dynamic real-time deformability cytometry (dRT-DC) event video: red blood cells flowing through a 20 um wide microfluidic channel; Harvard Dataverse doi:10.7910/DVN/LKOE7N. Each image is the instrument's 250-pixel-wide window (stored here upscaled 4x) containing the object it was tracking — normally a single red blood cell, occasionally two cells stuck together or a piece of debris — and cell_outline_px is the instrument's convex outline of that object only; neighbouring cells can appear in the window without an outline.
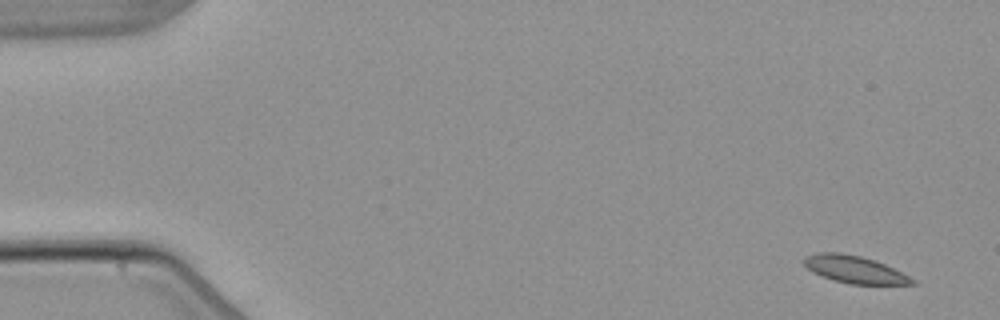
{"species": "common noctule bat (a hibernating species)", "species_latin": "Nyctalus noctula", "temperature_condition": "warm", "stored_images_in_passage": 5, "camera_frame_rate_fps": 3000, "um_per_image_px": 0.085, "animal": {"sex": "male", "body_mass_g": 21.5, "forearm_length_mm": 52.0}, "frame": {"image": 1, "passage_image": 1, "time_ms": 0.0, "image_size_px": [1000, 320], "cell_outline_px": [[920, 284], [848, 284], [832, 280], [812, 272], [800, 260], [804, 256], [816, 252], [840, 252], [860, 256], [884, 264], [916, 280]], "centroid_in_image_um": [72.57, 22.9], "position_along_channel_um": 12.4, "area_um2": 17.28}}
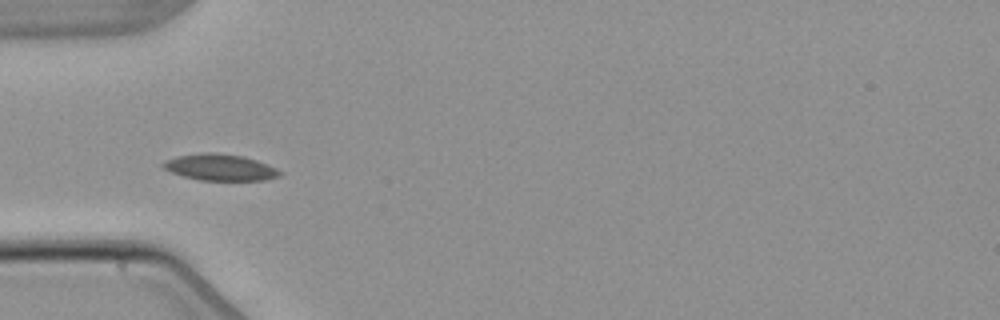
{"frame": {"image": 2, "passage_image": 4, "time_ms": 5.0, "image_size_px": [1000, 320], "cell_outline_px": [[284, 172], [280, 176], [264, 180], [200, 180], [184, 176], [172, 172], [164, 168], [160, 164], [164, 160], [176, 156], [200, 152], [216, 152], [244, 156], [268, 164]], "centroid_in_image_um": [18.71, 14.21], "position_along_channel_um": 66.3, "area_um2": 18.15}}
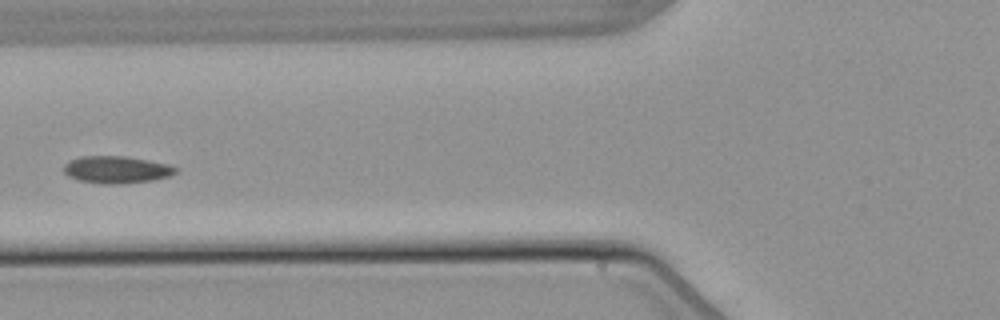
{"frame": {"image": 3, "passage_image": 5, "time_ms": 6.333, "image_size_px": [1000, 320], "cell_outline_px": [[176, 172], [168, 176], [152, 180], [120, 184], [104, 184], [80, 180], [68, 176], [64, 172], [64, 164], [68, 160], [80, 156], [124, 156], [148, 160], [168, 164], [176, 168]], "centroid_in_image_um": [9.86, 14.41], "position_along_channel_um": 115.9, "area_um2": 17.63}}